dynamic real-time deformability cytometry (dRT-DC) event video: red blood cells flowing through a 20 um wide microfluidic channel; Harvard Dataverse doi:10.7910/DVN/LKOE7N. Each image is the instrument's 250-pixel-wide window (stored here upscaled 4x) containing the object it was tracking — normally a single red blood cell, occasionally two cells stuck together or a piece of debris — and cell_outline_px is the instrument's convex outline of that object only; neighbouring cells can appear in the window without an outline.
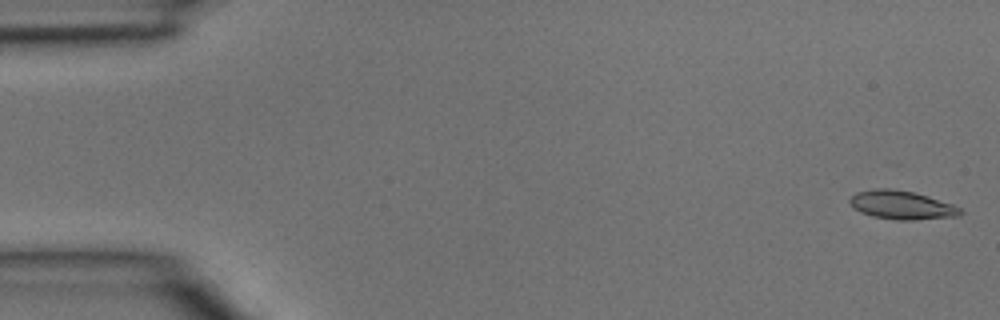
{"species": "common noctule bat (a hibernating species)", "species_latin": "Nyctalus noctula", "temperature_condition": "room temperature", "stored_images_in_passage": 3, "camera_frame_rate_fps": 3000, "um_per_image_px": 0.085, "animal": {"sex": "male", "body_mass_g": 15.6}, "frame": {"image": 1, "passage_image": 1, "time_ms": 0.0, "image_size_px": [1000, 320], "cell_outline_px": [[964, 212], [960, 216], [912, 220], [896, 220], [872, 216], [860, 212], [852, 208], [848, 200], [856, 192], [876, 188], [888, 188], [912, 192], [928, 196], [952, 204], [960, 208]], "centroid_in_image_um": [76.62, 17.43], "position_along_channel_um": 8.4, "area_um2": 18.5}}
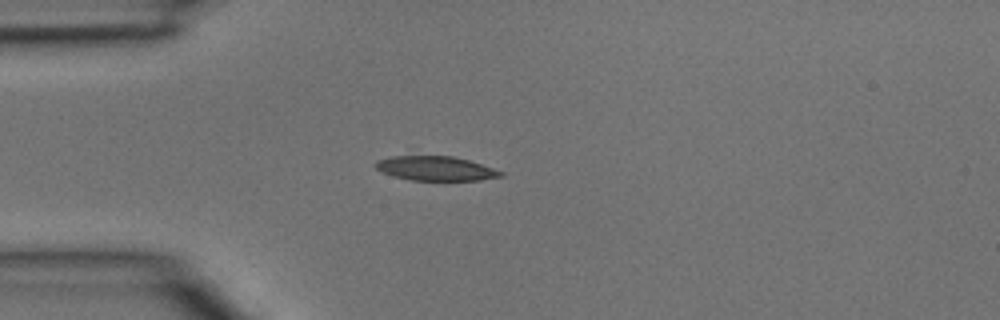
{"frame": {"image": 2, "passage_image": 3, "time_ms": 0.667, "image_size_px": [1000, 320], "cell_outline_px": [[504, 176], [480, 180], [412, 180], [392, 176], [380, 172], [372, 164], [376, 160], [392, 156], [452, 156], [468, 160], [504, 172]], "centroid_in_image_um": [36.97, 14.32], "position_along_channel_um": 48.0, "area_um2": 17.8}}